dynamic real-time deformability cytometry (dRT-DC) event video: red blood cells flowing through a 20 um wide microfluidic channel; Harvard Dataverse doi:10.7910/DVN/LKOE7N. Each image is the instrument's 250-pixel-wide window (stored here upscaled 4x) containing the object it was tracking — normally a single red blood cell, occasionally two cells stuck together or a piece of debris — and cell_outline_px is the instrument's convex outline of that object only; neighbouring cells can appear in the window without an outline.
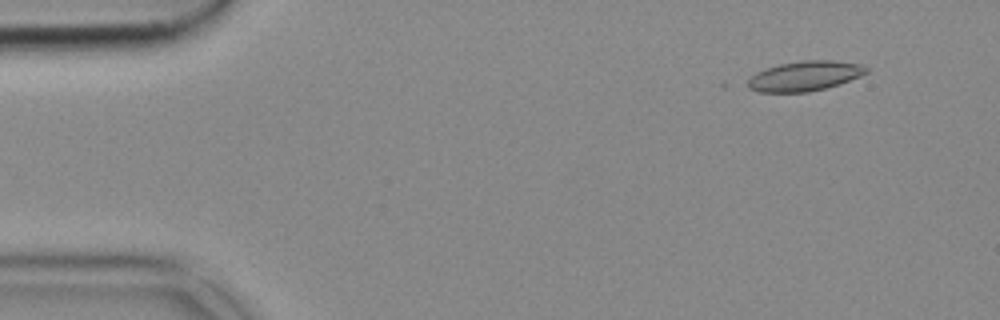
{"species": "common noctule bat (a hibernating species)", "species_latin": "Nyctalus noctula", "temperature_condition": "cold", "stored_images_in_passage": 15, "camera_frame_rate_fps": 3000, "um_per_image_px": 0.085, "animal": {"sex": "female", "body_mass_g": 18.4}, "frame": {"image": 1, "passage_image": 5, "time_ms": 1.333, "image_size_px": [1000, 320], "cell_outline_px": [[868, 72], [860, 76], [840, 84], [808, 92], [760, 92], [748, 88], [748, 80], [756, 72], [764, 68], [780, 64], [800, 60], [832, 60], [860, 64], [868, 68]], "centroid_in_image_um": [68.4, 6.45], "position_along_channel_um": 16.6, "area_um2": 20.63}}